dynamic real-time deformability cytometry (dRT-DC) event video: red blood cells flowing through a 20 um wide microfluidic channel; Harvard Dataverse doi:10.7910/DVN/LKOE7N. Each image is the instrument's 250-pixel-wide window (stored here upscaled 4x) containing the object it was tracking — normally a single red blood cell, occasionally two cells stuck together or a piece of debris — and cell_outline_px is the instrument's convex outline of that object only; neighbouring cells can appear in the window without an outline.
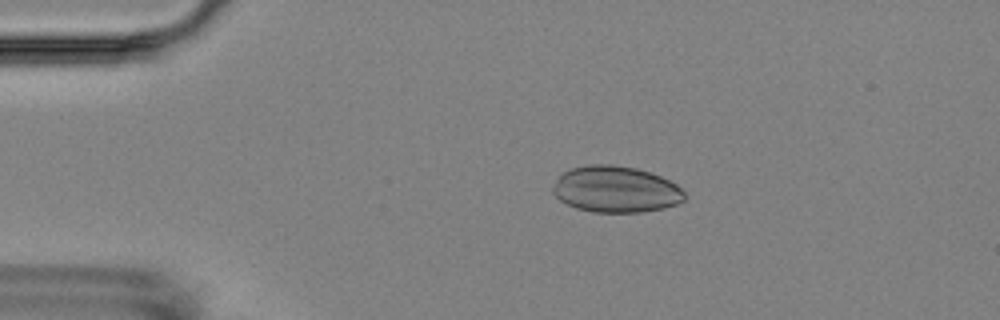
{"species": "Egyptian fruit bat (a non-hibernating species)", "species_latin": "Rousettus aegyptiacus", "temperature_condition": "room temperature", "stored_images_in_passage": 8, "camera_frame_rate_fps": 3000, "um_per_image_px": 0.085, "animal": {"sex": "female"}, "frame": {"image": 1, "passage_image": 4, "time_ms": 3.333, "image_size_px": [1000, 320], "cell_outline_px": [[684, 200], [676, 204], [664, 208], [640, 212], [592, 212], [576, 208], [560, 200], [552, 192], [552, 188], [556, 180], [568, 168], [588, 164], [612, 164], [636, 168], [660, 176], [676, 184], [684, 192]], "centroid_in_image_um": [52.31, 16.08], "position_along_channel_um": 32.7, "area_um2": 35.55}}
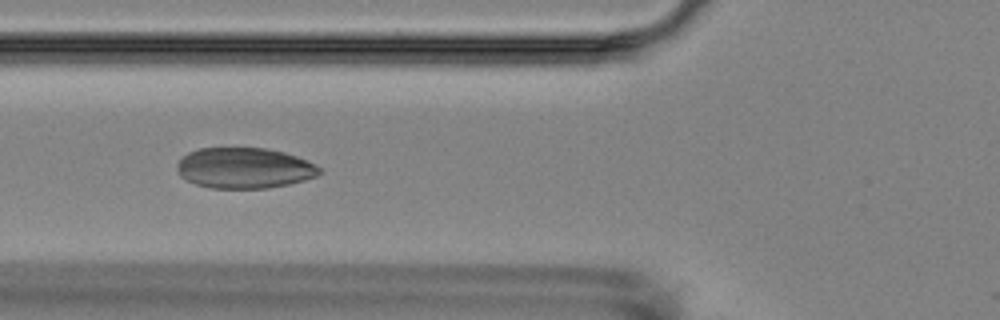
{"frame": {"image": 2, "passage_image": 7, "time_ms": 6.667, "image_size_px": [1000, 320], "cell_outline_px": [[324, 172], [316, 176], [304, 180], [288, 184], [268, 188], [212, 188], [196, 184], [180, 176], [176, 164], [188, 152], [200, 148], [264, 148], [284, 152], [296, 156], [316, 164], [324, 168]], "centroid_in_image_um": [20.81, 14.28], "position_along_channel_um": 105.0, "area_um2": 33.81}}
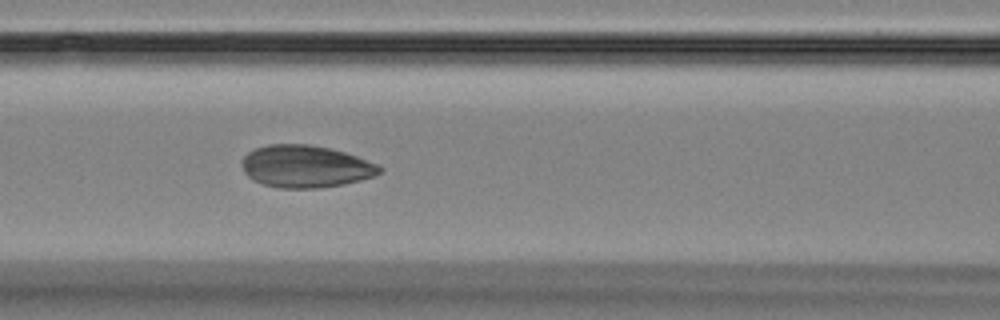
{"frame": {"image": 3, "passage_image": 8, "time_ms": 7.667, "image_size_px": [1000, 320], "cell_outline_px": [[384, 168], [380, 172], [372, 176], [360, 180], [344, 184], [316, 188], [280, 188], [264, 184], [252, 180], [244, 172], [240, 160], [248, 152], [256, 148], [268, 144], [308, 144], [328, 148], [344, 152], [380, 164]], "centroid_in_image_um": [25.96, 14.14], "position_along_channel_um": 140.6, "area_um2": 33.93}}